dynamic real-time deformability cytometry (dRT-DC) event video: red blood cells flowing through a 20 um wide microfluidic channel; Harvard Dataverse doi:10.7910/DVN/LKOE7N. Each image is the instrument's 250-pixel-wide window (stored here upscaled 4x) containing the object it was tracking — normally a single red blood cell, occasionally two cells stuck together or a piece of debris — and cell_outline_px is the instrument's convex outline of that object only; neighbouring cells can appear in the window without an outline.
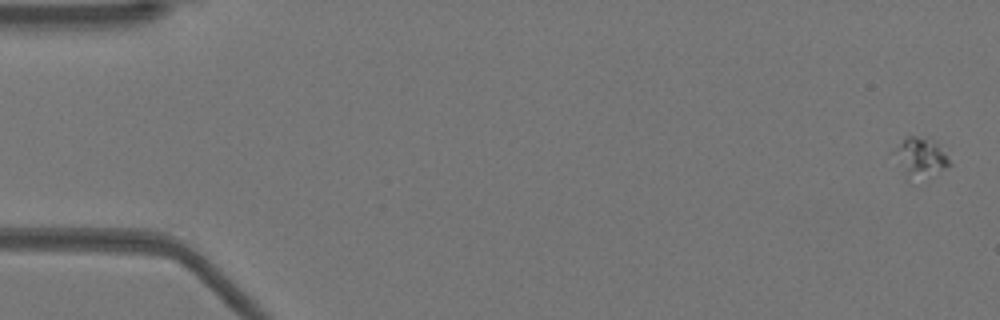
{"species": "Egyptian fruit bat (a non-hibernating species)", "species_latin": "Rousettus aegyptiacus", "temperature_condition": "warm", "stored_images_in_passage": 53, "camera_frame_rate_fps": 3000, "um_per_image_px": 0.085, "animal": {"sex": "female"}, "frame": {"image": 1, "passage_image": 1, "time_ms": 0.0, "image_size_px": [1000, 320], "cell_outline_px": [[952, 164], [948, 168], [908, 184], [892, 152], [908, 136], [916, 136], [936, 144], [944, 152]], "centroid_in_image_um": [78.2, 13.48], "position_along_channel_um": 6.8, "area_um2": 12.66}}
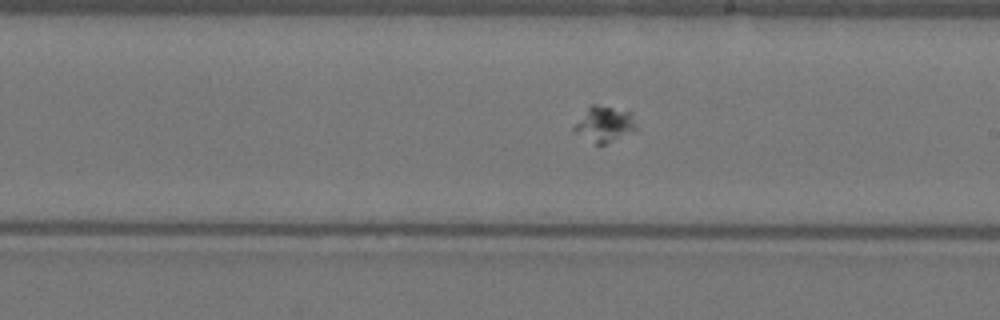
{"frame": {"image": 2, "passage_image": 30, "time_ms": 9.667, "image_size_px": [1000, 320], "cell_outline_px": [[636, 128], [604, 144], [596, 144], [572, 132], [572, 128], [588, 108], [592, 104], [596, 104], [632, 112], [636, 124]], "centroid_in_image_um": [51.34, 10.54], "position_along_channel_um": 237.7, "area_um2": 12.48}}
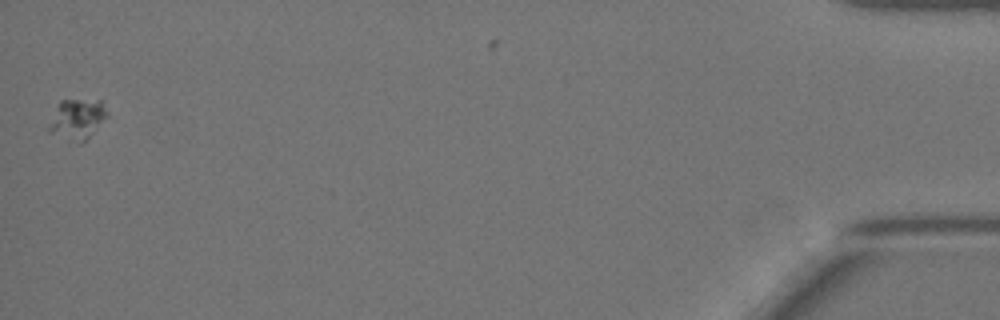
{"frame": {"image": 3, "passage_image": 52, "time_ms": 17.0, "image_size_px": [1000, 320], "cell_outline_px": [[108, 116], [80, 144], [48, 132], [48, 128], [60, 100], [100, 100], [108, 112]], "centroid_in_image_um": [6.57, 10.12], "position_along_channel_um": 428.6, "area_um2": 13.29}}